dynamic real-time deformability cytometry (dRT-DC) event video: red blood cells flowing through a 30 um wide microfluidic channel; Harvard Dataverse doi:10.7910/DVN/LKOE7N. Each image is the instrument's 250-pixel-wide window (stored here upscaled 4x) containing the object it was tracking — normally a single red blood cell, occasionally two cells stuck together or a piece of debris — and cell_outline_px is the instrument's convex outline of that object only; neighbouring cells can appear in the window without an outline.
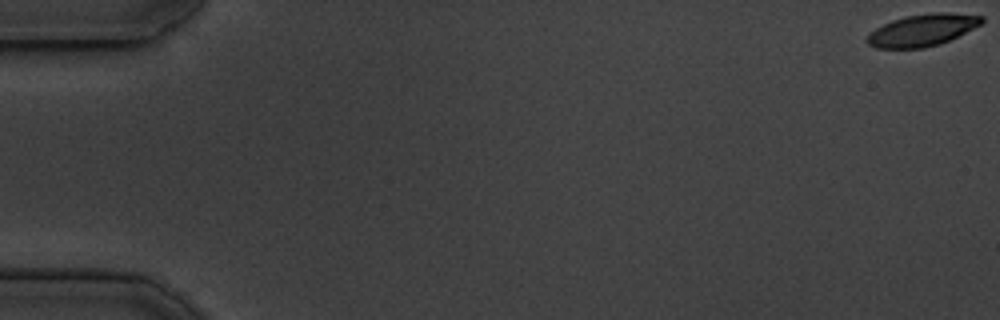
{"species": "common noctule bat (a hibernating species)", "species_latin": "Nyctalus noctula", "temperature_condition": "cold", "stored_images_in_passage": 16, "camera_frame_rate_fps": 3000, "um_per_image_px": 0.085, "animal": {"sex": "male", "body_mass_g": 19.5, "forearm_length_mm": 54.6}, "frame": {"image": 1, "passage_image": 1, "time_ms": 0.0, "image_size_px": [1000, 320], "cell_outline_px": [[984, 20], [980, 24], [940, 44], [924, 48], [876, 48], [868, 44], [864, 40], [876, 28], [892, 20], [904, 16], [932, 12], [948, 12], [984, 16]], "centroid_in_image_um": [78.38, 2.55], "position_along_channel_um": 6.6, "area_um2": 21.15}}
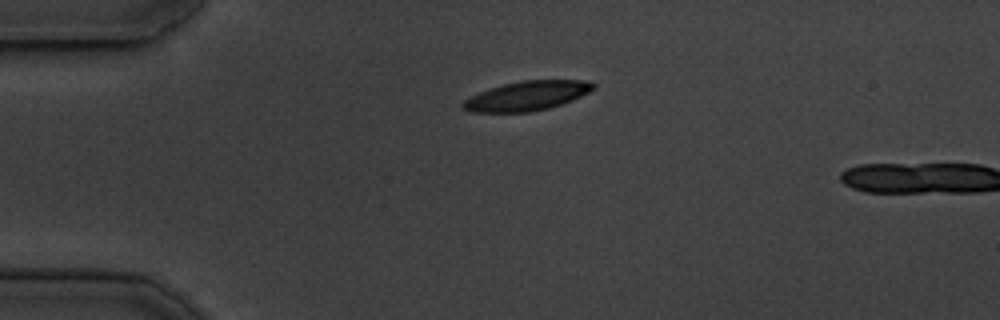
{"frame": {"image": 2, "passage_image": 14, "time_ms": 4.333, "image_size_px": [1000, 320], "cell_outline_px": [[596, 88], [572, 100], [548, 108], [528, 112], [472, 112], [460, 108], [460, 104], [464, 100], [480, 92], [504, 84], [520, 80], [592, 80], [596, 84]], "centroid_in_image_um": [44.81, 8.14], "position_along_channel_um": 40.2, "area_um2": 22.31}}